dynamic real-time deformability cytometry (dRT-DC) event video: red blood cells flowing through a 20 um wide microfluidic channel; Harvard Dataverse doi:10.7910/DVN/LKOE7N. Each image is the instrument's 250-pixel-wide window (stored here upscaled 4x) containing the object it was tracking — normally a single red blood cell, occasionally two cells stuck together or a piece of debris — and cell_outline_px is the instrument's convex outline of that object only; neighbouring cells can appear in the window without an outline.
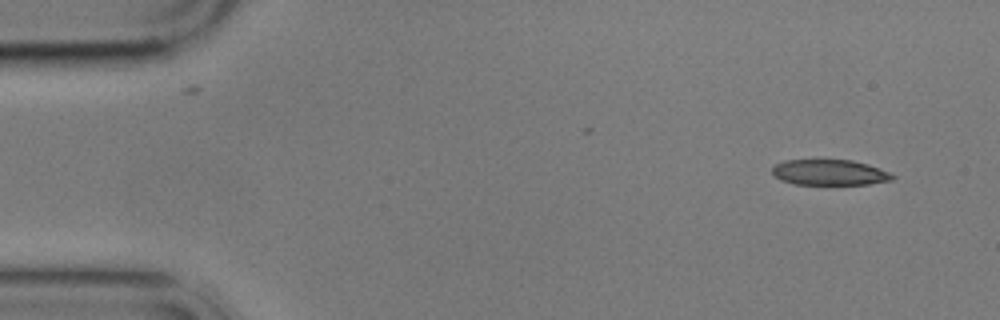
{"species": "common noctule bat (a hibernating species)", "species_latin": "Nyctalus noctula", "temperature_condition": "cold", "stored_images_in_passage": 4, "camera_frame_rate_fps": 3000, "um_per_image_px": 0.085, "animal": {"sex": "male", "body_mass_g": 17.9}, "frame": {"image": 1, "passage_image": 1, "time_ms": 0.0, "image_size_px": [1000, 320], "cell_outline_px": [[896, 176], [892, 180], [868, 184], [796, 184], [780, 180], [772, 172], [772, 168], [776, 164], [784, 160], [816, 156], [852, 160], [868, 164], [880, 168]], "centroid_in_image_um": [70.47, 14.59], "position_along_channel_um": 14.5, "area_um2": 18.84}}